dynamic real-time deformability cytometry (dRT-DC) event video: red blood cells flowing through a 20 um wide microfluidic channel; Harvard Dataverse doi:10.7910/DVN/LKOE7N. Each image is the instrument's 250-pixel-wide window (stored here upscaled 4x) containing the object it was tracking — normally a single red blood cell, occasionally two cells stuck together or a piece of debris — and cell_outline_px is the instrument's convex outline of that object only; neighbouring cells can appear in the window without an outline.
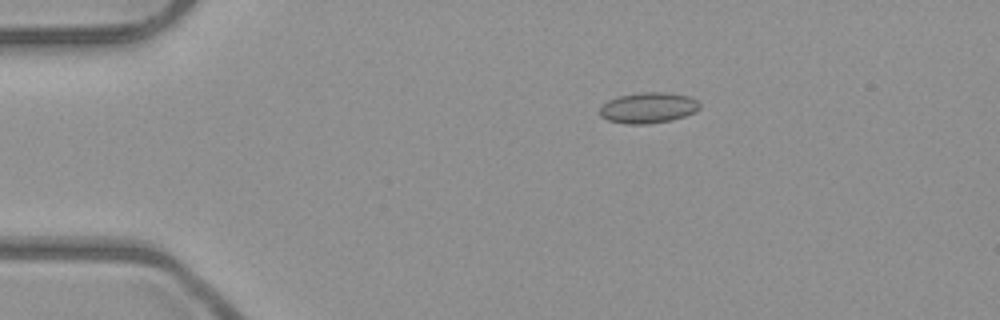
{"species": "common noctule bat (a hibernating species)", "species_latin": "Nyctalus noctula", "temperature_condition": "room temperature", "stored_images_in_passage": 50, "camera_frame_rate_fps": 3000, "um_per_image_px": 0.085, "animal": {"sex": "male", "body_mass_g": 23.1, "forearm_length_mm": 52.7}, "frame": {"image": 1, "passage_image": 8, "time_ms": 2.333, "image_size_px": [1000, 320], "cell_outline_px": [[700, 108], [696, 112], [672, 120], [648, 124], [624, 124], [608, 120], [600, 116], [600, 108], [608, 100], [620, 96], [644, 92], [664, 92], [692, 96], [700, 104]], "centroid_in_image_um": [55.13, 9.17], "position_along_channel_um": 29.9, "area_um2": 17.98}}
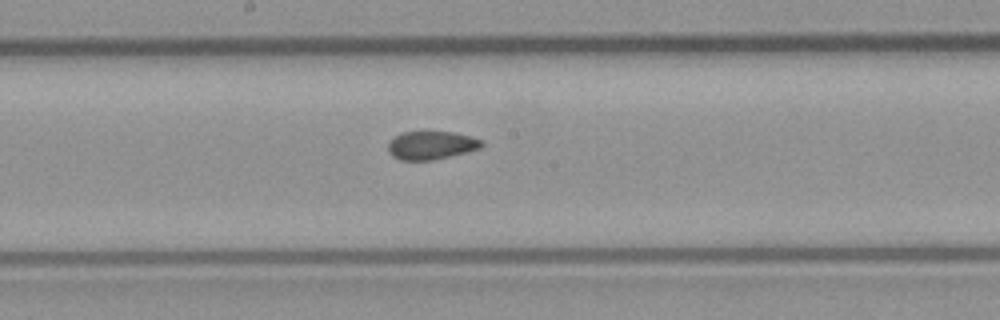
{"frame": {"image": 2, "passage_image": 26, "time_ms": 8.333, "image_size_px": [1000, 320], "cell_outline_px": [[484, 144], [480, 148], [432, 160], [400, 160], [392, 156], [388, 152], [388, 144], [400, 132], [452, 132], [468, 136], [480, 140]], "centroid_in_image_um": [36.6, 12.35], "position_along_channel_um": 211.6, "area_um2": 15.09}}
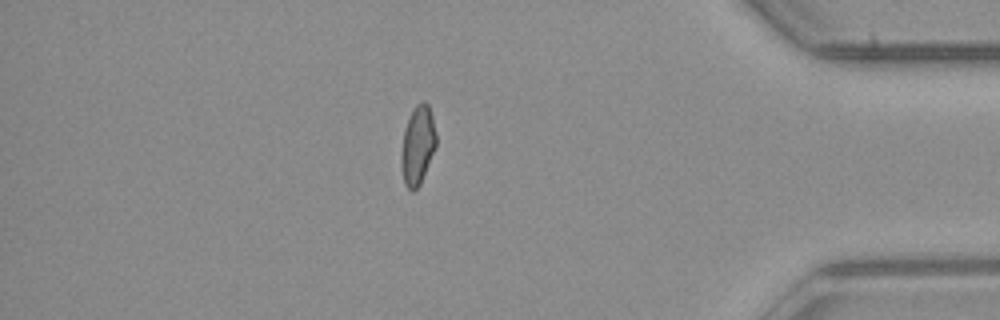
{"frame": {"image": 3, "passage_image": 43, "time_ms": 14.0, "image_size_px": [1000, 320], "cell_outline_px": [[436, 144], [420, 184], [412, 192], [404, 184], [400, 160], [400, 156], [404, 132], [412, 108], [416, 104], [424, 100], [428, 104], [432, 116], [436, 136]], "centroid_in_image_um": [35.48, 12.33], "position_along_channel_um": 399.7, "area_um2": 15.84}, "authors_computed_cell_mechanics": {"area_um2": 16.3574, "velocity_mm_per_s": 3.9818, "shape_relaxation_time_tau1_ms": null, "shape_relaxation_time_tau2_ms": 1.8356, "deformation_change_tau1": null, "deformation_change_tau2": 0.0613}}